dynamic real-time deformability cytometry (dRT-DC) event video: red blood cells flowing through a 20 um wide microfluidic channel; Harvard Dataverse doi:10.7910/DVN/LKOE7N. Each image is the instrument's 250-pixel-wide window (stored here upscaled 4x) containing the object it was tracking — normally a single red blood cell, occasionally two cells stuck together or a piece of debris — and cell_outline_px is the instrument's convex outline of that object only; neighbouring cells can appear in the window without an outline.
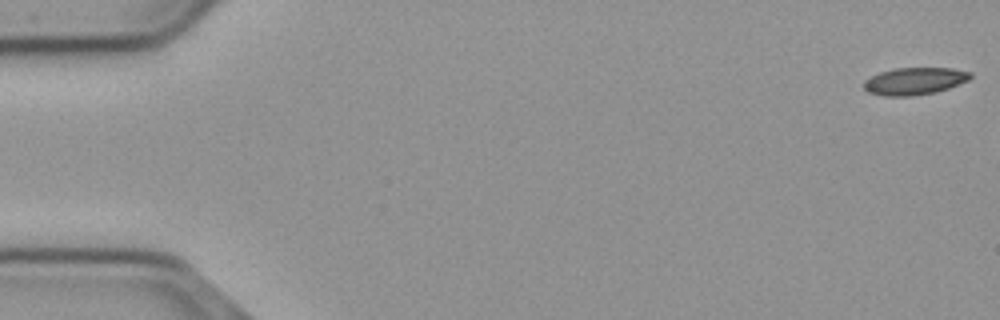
{"species": "common noctule bat (a hibernating species)", "species_latin": "Nyctalus noctula", "temperature_condition": "cold", "stored_images_in_passage": 10, "camera_frame_rate_fps": 3000, "um_per_image_px": 0.085, "animal": {"sex": "male", "body_mass_g": 23.1, "forearm_length_mm": 52.7}, "frame": {"image": 1, "passage_image": 1, "time_ms": 0.0, "image_size_px": [1000, 320], "cell_outline_px": [[972, 76], [968, 80], [948, 88], [936, 92], [912, 96], [884, 96], [868, 92], [864, 88], [864, 80], [880, 72], [896, 68], [952, 68], [972, 72]], "centroid_in_image_um": [77.74, 6.89], "position_along_channel_um": 7.3, "area_um2": 16.88}}